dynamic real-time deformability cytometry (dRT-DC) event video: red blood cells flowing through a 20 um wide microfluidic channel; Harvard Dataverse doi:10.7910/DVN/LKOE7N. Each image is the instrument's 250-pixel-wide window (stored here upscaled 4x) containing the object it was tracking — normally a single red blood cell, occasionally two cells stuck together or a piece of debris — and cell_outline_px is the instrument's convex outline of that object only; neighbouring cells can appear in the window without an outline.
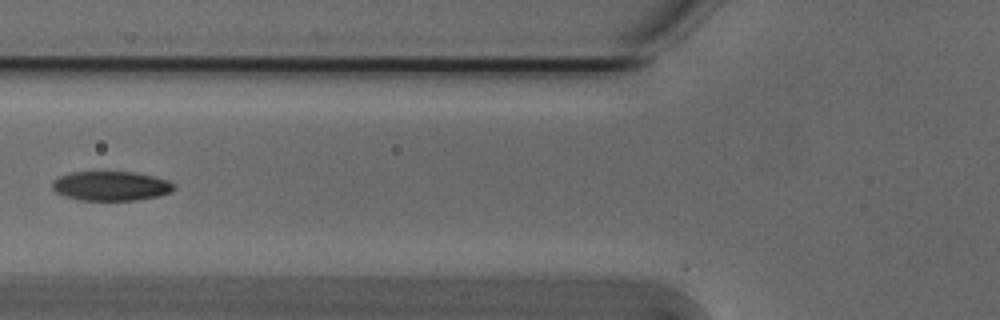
{"species": "Egyptian fruit bat (a non-hibernating species)", "species_latin": "Rousettus aegyptiacus", "temperature_condition": "cold", "stored_images_in_passage": 6, "camera_frame_rate_fps": 3000, "um_per_image_px": 0.085, "animal": {"sex": "male"}, "frame": {"image": 1, "passage_image": 5, "time_ms": 1.333, "image_size_px": [1000, 320], "cell_outline_px": [[176, 188], [160, 196], [136, 200], [80, 200], [64, 196], [56, 192], [52, 188], [52, 180], [60, 176], [72, 172], [132, 172], [152, 176], [168, 180], [176, 184]], "centroid_in_image_um": [9.43, 15.81], "position_along_channel_um": 116.4, "area_um2": 20.87}}